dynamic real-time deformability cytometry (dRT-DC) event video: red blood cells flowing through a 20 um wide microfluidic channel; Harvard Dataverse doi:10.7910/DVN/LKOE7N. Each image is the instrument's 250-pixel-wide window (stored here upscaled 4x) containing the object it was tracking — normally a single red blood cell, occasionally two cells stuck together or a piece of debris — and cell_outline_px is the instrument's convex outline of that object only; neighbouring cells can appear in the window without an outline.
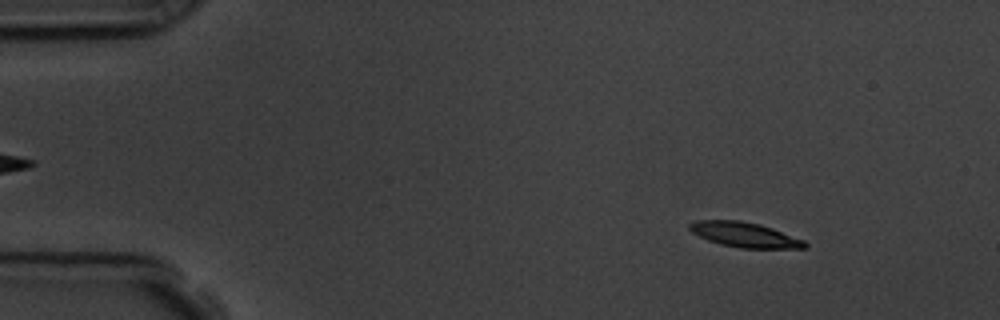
{"species": "common noctule bat (a hibernating species)", "species_latin": "Nyctalus noctula", "temperature_condition": "room temperature", "stored_images_in_passage": 57, "camera_frame_rate_fps": 3000, "um_per_image_px": 0.085, "animal": {"sex": "male", "body_mass_g": 19.5, "forearm_length_mm": 54.6}, "frame": {"image": 1, "passage_image": 7, "time_ms": 2.0, "image_size_px": [1000, 320], "cell_outline_px": [[808, 248], [740, 248], [720, 244], [708, 240], [692, 232], [688, 228], [688, 224], [696, 220], [740, 220], [760, 224], [772, 228], [804, 240], [808, 244]], "centroid_in_image_um": [63.3, 19.95], "position_along_channel_um": 21.7, "area_um2": 16.76}}
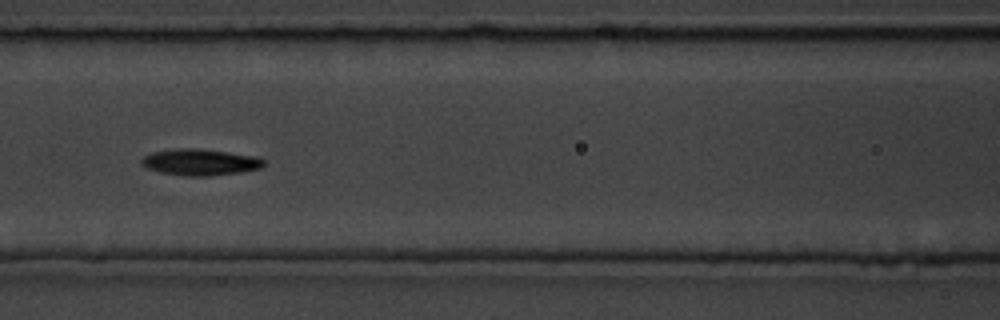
{"frame": {"image": 2, "passage_image": 25, "time_ms": 8.0, "image_size_px": [1000, 320], "cell_outline_px": [[264, 164], [260, 168], [244, 172], [208, 176], [184, 176], [160, 172], [148, 168], [140, 164], [140, 160], [144, 156], [152, 152], [176, 148], [196, 148], [260, 156], [264, 160]], "centroid_in_image_um": [17.03, 13.78], "position_along_channel_um": 149.6, "area_um2": 19.02}}
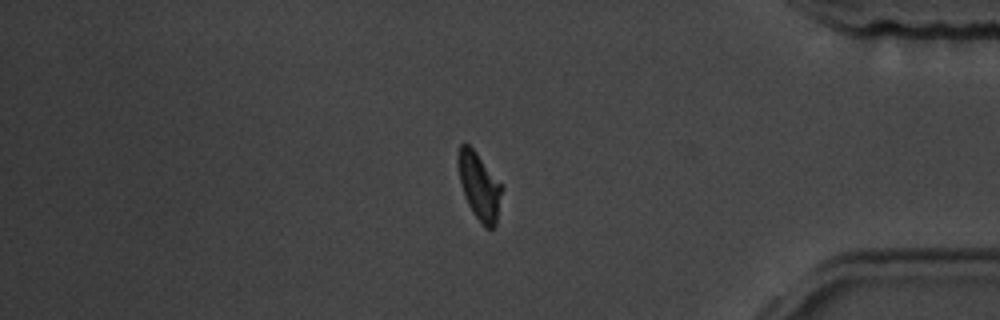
{"frame": {"image": 3, "passage_image": 48, "time_ms": 15.667, "image_size_px": [1000, 320], "cell_outline_px": [[504, 188], [496, 224], [492, 228], [484, 228], [472, 212], [464, 196], [460, 180], [456, 160], [456, 156], [460, 144], [468, 144], [476, 152]], "centroid_in_image_um": [40.73, 15.84], "position_along_channel_um": 394.5, "area_um2": 17.22}, "authors_computed_cell_mechanics": {"area_um2": 17.3978, "velocity_mm_per_s": 3.5642, "shape_relaxation_time_tau1_ms": 4.9299, "shape_relaxation_time_tau2_ms": 10.4428, "deformation_change_tau1": 0.1713, "deformation_change_tau2": 0.1572}}